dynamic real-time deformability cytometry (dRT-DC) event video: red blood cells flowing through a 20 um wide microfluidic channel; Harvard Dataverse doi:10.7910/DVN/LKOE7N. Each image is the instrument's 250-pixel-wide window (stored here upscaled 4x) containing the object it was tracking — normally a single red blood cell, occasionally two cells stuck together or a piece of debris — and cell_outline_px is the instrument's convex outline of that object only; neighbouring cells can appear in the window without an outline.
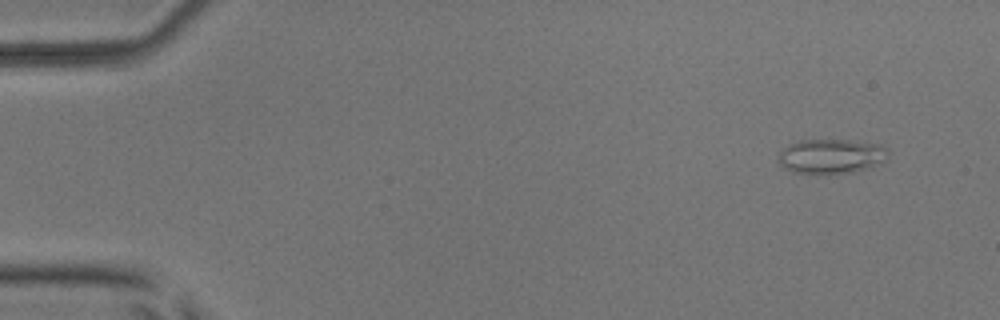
{"species": "common noctule bat (a hibernating species)", "species_latin": "Nyctalus noctula", "temperature_condition": "room temperature", "stored_images_in_passage": 50, "camera_frame_rate_fps": 3000, "um_per_image_px": 0.085, "animal": {"sex": "male", "body_mass_g": 17.9, "forearm_length_mm": 54.2}, "frame": {"image": 1, "passage_image": 1, "time_ms": 0.0, "image_size_px": [1000, 320], "cell_outline_px": [[888, 160], [872, 168], [856, 172], [792, 172], [784, 168], [780, 164], [780, 152], [788, 144], [800, 140], [852, 140], [884, 144], [888, 148]], "centroid_in_image_um": [70.76, 13.26], "position_along_channel_um": 14.2, "area_um2": 22.25}}
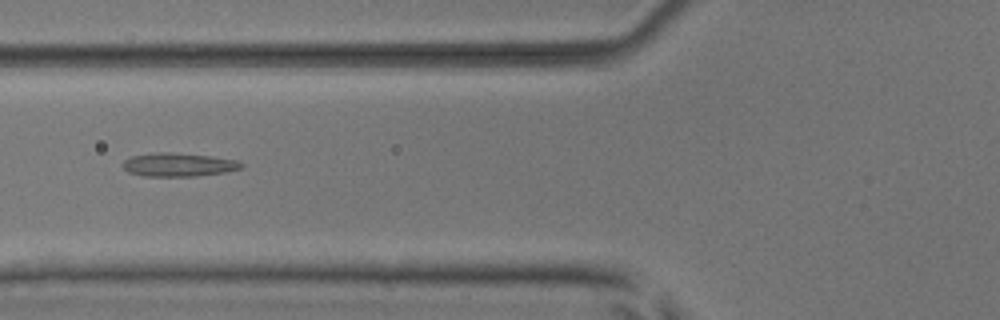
{"frame": {"image": 2, "passage_image": 18, "time_ms": 5.667, "image_size_px": [1000, 320], "cell_outline_px": [[244, 168], [224, 172], [196, 176], [144, 176], [128, 172], [124, 168], [124, 160], [132, 156], [152, 152], [172, 152], [212, 156], [236, 160], [244, 164]], "centroid_in_image_um": [15.19, 13.99], "position_along_channel_um": 110.6, "area_um2": 16.3}}
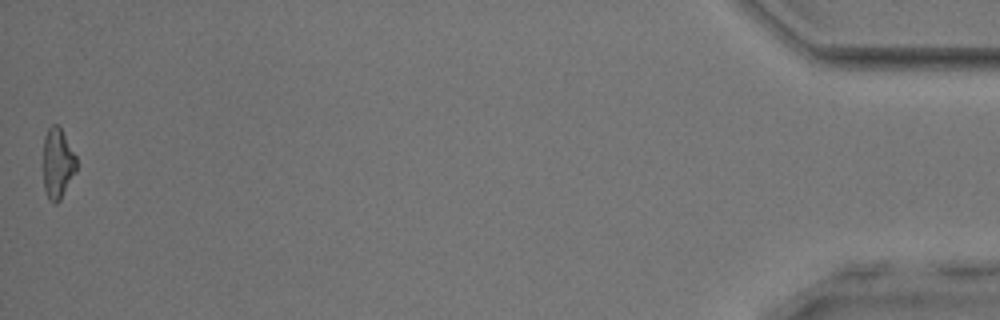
{"frame": {"image": 3, "passage_image": 50, "time_ms": 16.333, "image_size_px": [1000, 320], "cell_outline_px": [[76, 172], [60, 200], [56, 204], [52, 204], [48, 200], [44, 188], [44, 136], [48, 128], [52, 124], [56, 124], [60, 128], [76, 156]], "centroid_in_image_um": [4.89, 13.93], "position_along_channel_um": 430.3, "area_um2": 13.58}, "authors_computed_cell_mechanics": {"area_um2": 14.9702, "velocity_mm_per_s": 3.8955, "shape_relaxation_time_tau1_ms": null, "shape_relaxation_time_tau2_ms": 3.1294, "deformation_change_tau1": null, "deformation_change_tau2": 0.1339}}